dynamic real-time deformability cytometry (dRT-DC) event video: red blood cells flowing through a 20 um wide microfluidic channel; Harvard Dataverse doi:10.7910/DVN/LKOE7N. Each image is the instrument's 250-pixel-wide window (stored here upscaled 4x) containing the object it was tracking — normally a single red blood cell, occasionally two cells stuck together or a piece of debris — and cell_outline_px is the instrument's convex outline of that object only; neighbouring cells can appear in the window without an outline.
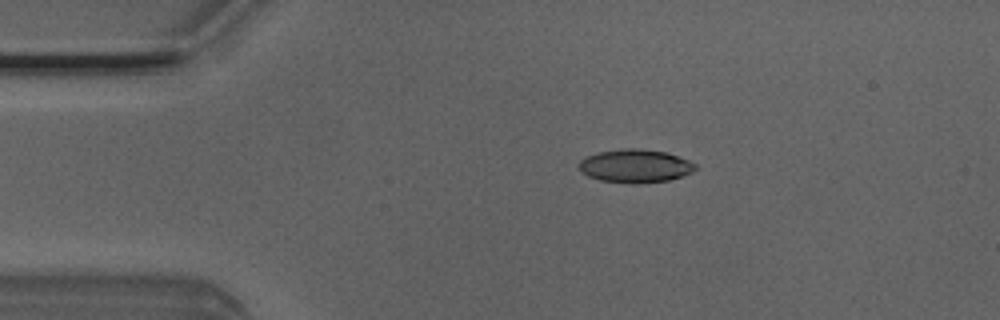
{"species": "Egyptian fruit bat (a non-hibernating species)", "species_latin": "Rousettus aegyptiacus", "temperature_condition": "room temperature", "stored_images_in_passage": 49, "camera_frame_rate_fps": 3000, "um_per_image_px": 0.085, "animal": {"sex": "male"}, "frame": {"image": 1, "passage_image": 8, "time_ms": 2.333, "image_size_px": [1000, 320], "cell_outline_px": [[696, 168], [692, 172], [668, 180], [636, 184], [600, 180], [588, 176], [580, 168], [580, 160], [584, 156], [600, 152], [620, 148], [640, 148], [664, 152], [688, 160], [696, 164]], "centroid_in_image_um": [53.98, 14.1], "position_along_channel_um": 31.0, "area_um2": 22.37}}
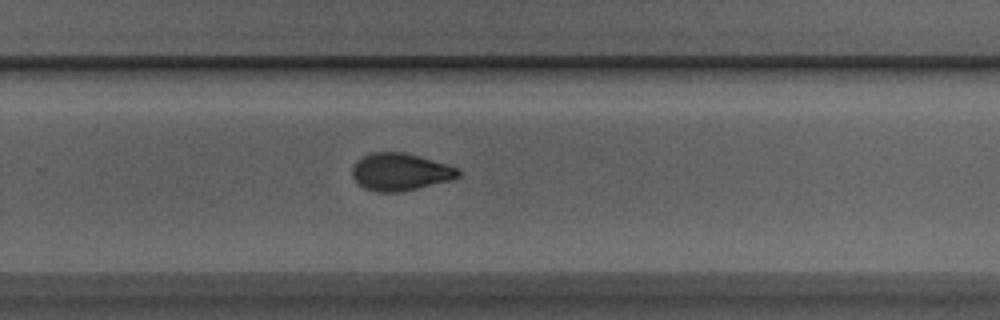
{"frame": {"image": 2, "passage_image": 31, "time_ms": 10.0, "image_size_px": [1000, 320], "cell_outline_px": [[460, 176], [448, 180], [416, 188], [396, 192], [376, 192], [364, 188], [352, 176], [352, 168], [356, 160], [372, 152], [404, 152], [420, 156], [460, 168]], "centroid_in_image_um": [34.0, 14.59], "position_along_channel_um": 295.8, "area_um2": 22.89}}
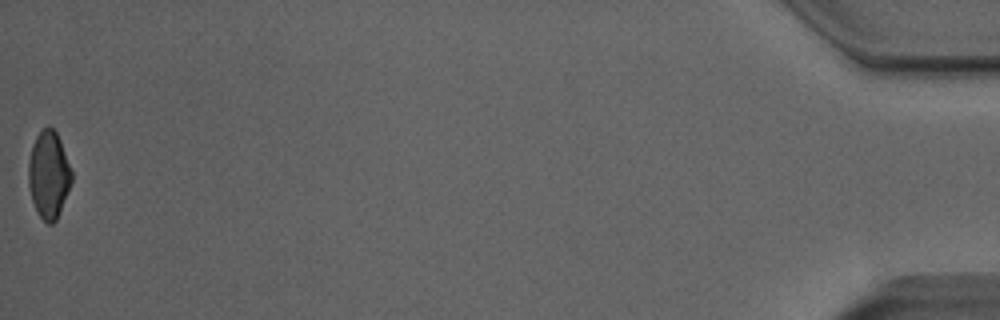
{"frame": {"image": 3, "passage_image": 49, "time_ms": 16.0, "image_size_px": [1000, 320], "cell_outline_px": [[72, 180], [60, 212], [56, 220], [52, 224], [48, 224], [40, 216], [32, 200], [28, 184], [28, 164], [32, 144], [36, 136], [48, 124], [56, 132], [60, 140], [72, 172]], "centroid_in_image_um": [4.13, 14.84], "position_along_channel_um": 431.1, "area_um2": 21.79}, "authors_computed_cell_mechanics": {"area_um2": 22.5998, "velocity_mm_per_s": 4.0284, "shape_relaxation_time_tau1_ms": 4.5453, "shape_relaxation_time_tau2_ms": 1.6775, "deformation_change_tau1": 0.1669, "deformation_change_tau2": 0.0752}}